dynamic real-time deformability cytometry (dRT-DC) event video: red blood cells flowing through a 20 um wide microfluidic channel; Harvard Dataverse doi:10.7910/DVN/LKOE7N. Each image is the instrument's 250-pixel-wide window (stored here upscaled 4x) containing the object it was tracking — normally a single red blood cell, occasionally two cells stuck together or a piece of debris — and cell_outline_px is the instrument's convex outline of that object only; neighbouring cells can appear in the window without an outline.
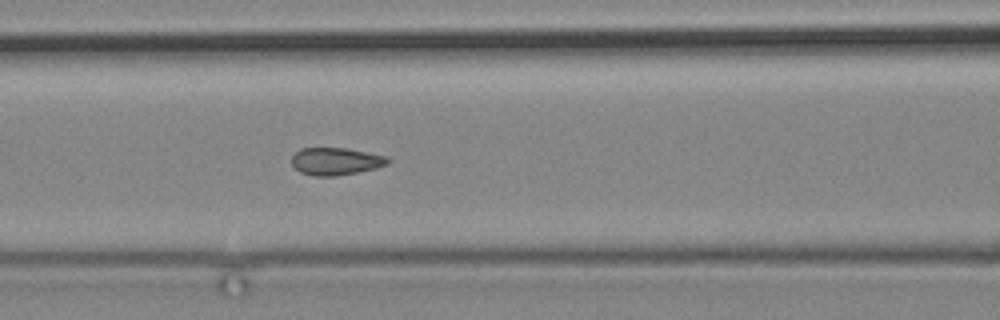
{"species": "common noctule bat (a hibernating species)", "species_latin": "Nyctalus noctula", "temperature_condition": "cold", "stored_images_in_passage": 12, "camera_frame_rate_fps": 3000, "um_per_image_px": 0.085, "animal": {"sex": "male", "body_mass_g": 19.2, "forearm_length_mm": 51.8}, "frame": {"image": 1, "passage_image": 12, "time_ms": 14.0, "image_size_px": [1000, 320], "cell_outline_px": [[388, 164], [376, 168], [336, 176], [316, 176], [300, 172], [292, 164], [292, 156], [300, 148], [348, 148], [388, 156]], "centroid_in_image_um": [28.55, 13.7], "position_along_channel_um": 138.1, "area_um2": 15.32}}